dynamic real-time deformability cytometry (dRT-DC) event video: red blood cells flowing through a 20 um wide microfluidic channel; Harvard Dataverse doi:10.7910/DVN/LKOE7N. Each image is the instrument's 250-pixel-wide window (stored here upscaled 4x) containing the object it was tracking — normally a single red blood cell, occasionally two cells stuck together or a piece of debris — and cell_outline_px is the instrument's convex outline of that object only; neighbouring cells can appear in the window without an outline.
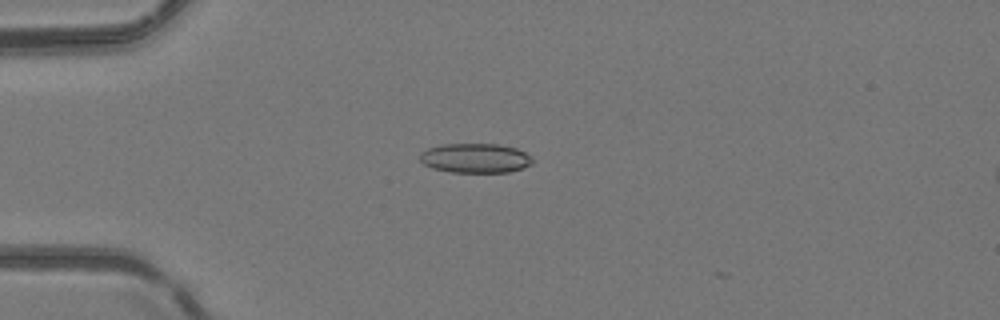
{"species": "common noctule bat (a hibernating species)", "species_latin": "Nyctalus noctula", "temperature_condition": "room temperature", "stored_images_in_passage": 21, "camera_frame_rate_fps": 3000, "um_per_image_px": 0.085, "animal": {"sex": "female", "body_mass_g": 24.6, "forearm_length_mm": 56.2}, "frame": {"image": 1, "passage_image": 15, "time_ms": 4.667, "image_size_px": [1000, 320], "cell_outline_px": [[532, 164], [524, 168], [508, 172], [452, 172], [432, 168], [424, 164], [420, 160], [420, 152], [428, 148], [444, 144], [500, 144], [516, 148], [532, 156]], "centroid_in_image_um": [40.41, 13.44], "position_along_channel_um": 44.6, "area_um2": 19.42}}
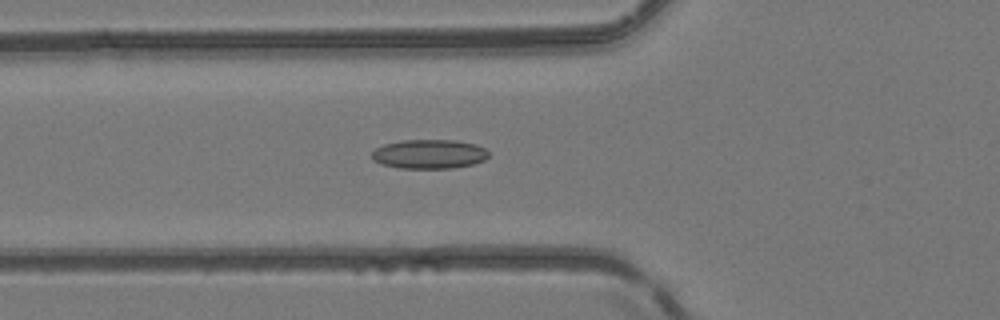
{"frame": {"image": 2, "passage_image": 20, "time_ms": 6.333, "image_size_px": [1000, 320], "cell_outline_px": [[488, 156], [484, 160], [472, 164], [452, 168], [400, 168], [380, 164], [372, 160], [372, 152], [376, 148], [384, 144], [400, 140], [456, 140], [476, 144], [484, 148], [488, 152]], "centroid_in_image_um": [36.45, 13.09], "position_along_channel_um": 89.3, "area_um2": 19.94}}